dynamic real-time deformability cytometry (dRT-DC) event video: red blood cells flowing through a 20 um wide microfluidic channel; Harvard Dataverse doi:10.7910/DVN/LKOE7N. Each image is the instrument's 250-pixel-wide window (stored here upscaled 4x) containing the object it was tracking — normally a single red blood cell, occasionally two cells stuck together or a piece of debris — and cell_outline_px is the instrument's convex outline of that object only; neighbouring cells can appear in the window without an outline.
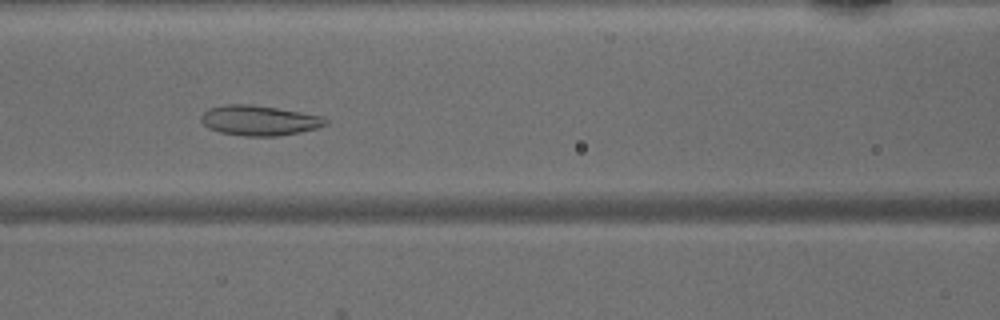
{"species": "common noctule bat (a hibernating species)", "species_latin": "Nyctalus noctula", "temperature_condition": "warm", "stored_images_in_passage": 48, "camera_frame_rate_fps": 3000, "um_per_image_px": 0.085, "animal": {"sex": "male", "body_mass_g": 15.6}, "frame": {"image": 1, "passage_image": 21, "time_ms": 6.667, "image_size_px": [1000, 320], "cell_outline_px": [[328, 124], [316, 128], [300, 132], [280, 136], [244, 136], [220, 132], [208, 128], [200, 120], [200, 116], [208, 108], [224, 104], [252, 104], [300, 112], [320, 116], [328, 120]], "centroid_in_image_um": [22.0, 10.24], "position_along_channel_um": 144.6, "area_um2": 21.85}}
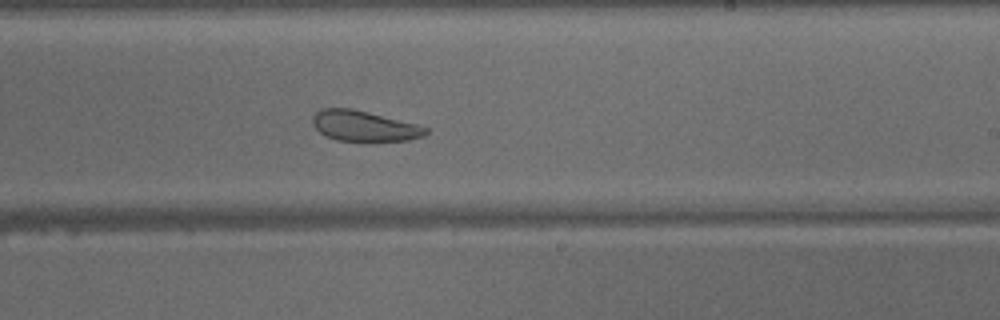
{"frame": {"image": 2, "passage_image": 29, "time_ms": 9.333, "image_size_px": [1000, 320], "cell_outline_px": [[428, 132], [424, 136], [408, 140], [372, 144], [364, 144], [336, 140], [320, 132], [312, 124], [312, 116], [320, 108], [352, 108], [420, 124], [428, 128]], "centroid_in_image_um": [31.0, 10.76], "position_along_channel_um": 258.0, "area_um2": 21.21}}
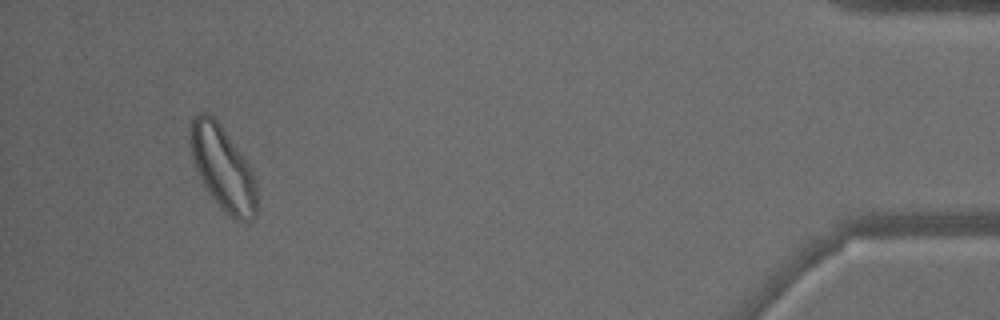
{"frame": {"image": 3, "passage_image": 45, "time_ms": 14.667, "image_size_px": [1000, 320], "cell_outline_px": [[256, 216], [252, 220], [232, 220], [220, 208], [208, 192], [196, 172], [192, 160], [188, 136], [188, 124], [200, 112], [212, 112], [240, 152], [248, 164], [252, 172], [256, 184]], "centroid_in_image_um": [18.88, 14.26], "position_along_channel_um": 416.3, "area_um2": 33.06}}